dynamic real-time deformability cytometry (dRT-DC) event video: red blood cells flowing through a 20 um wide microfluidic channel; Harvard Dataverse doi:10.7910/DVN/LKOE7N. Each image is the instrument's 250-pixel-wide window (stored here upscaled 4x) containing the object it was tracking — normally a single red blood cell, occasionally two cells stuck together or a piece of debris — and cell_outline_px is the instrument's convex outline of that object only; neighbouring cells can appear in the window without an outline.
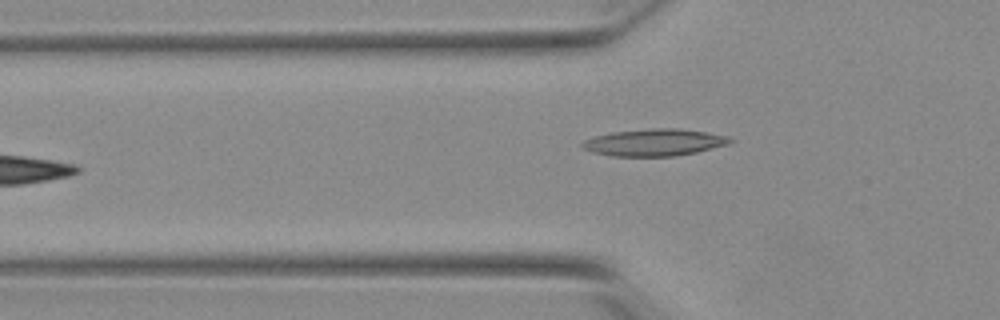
{"species": "Egyptian fruit bat (a non-hibernating species)", "species_latin": "Rousettus aegyptiacus", "temperature_condition": "warm", "stored_images_in_passage": 34, "camera_frame_rate_fps": 3000, "um_per_image_px": 0.085, "animal": {"sex": "female"}, "frame": {"image": 1, "passage_image": 2, "time_ms": 0.333, "image_size_px": [1000, 320], "cell_outline_px": [[732, 144], [696, 152], [676, 156], [612, 156], [592, 152], [580, 148], [580, 144], [584, 140], [596, 136], [612, 132], [652, 128], [676, 128], [732, 136]], "centroid_in_image_um": [55.64, 12.11], "position_along_channel_um": 70.2, "area_um2": 23.41}}
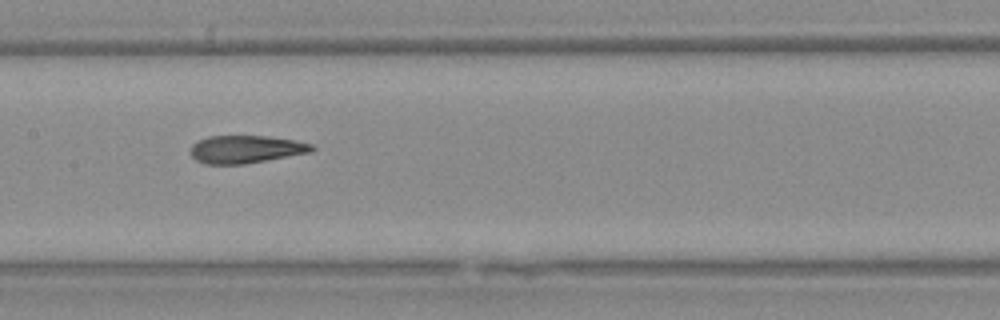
{"frame": {"image": 2, "passage_image": 11, "time_ms": 3.333, "image_size_px": [1000, 320], "cell_outline_px": [[316, 148], [312, 152], [244, 164], [204, 164], [196, 160], [192, 156], [192, 144], [208, 136], [268, 136], [296, 140], [312, 144]], "centroid_in_image_um": [20.93, 12.68], "position_along_channel_um": 186.5, "area_um2": 19.59}}
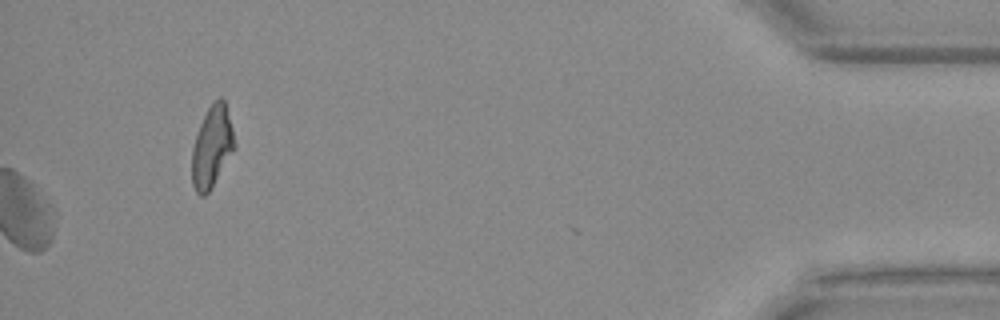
{"frame": {"image": 3, "passage_image": 34, "time_ms": 11.0, "image_size_px": [1000, 320], "cell_outline_px": [[232, 152], [208, 192], [204, 196], [200, 196], [196, 192], [192, 184], [192, 148], [200, 124], [208, 108], [220, 96], [224, 100], [232, 128]], "centroid_in_image_um": [17.97, 12.49], "position_along_channel_um": 417.2, "area_um2": 19.31}, "authors_computed_cell_mechanics": {"area_um2": 20.8369, "velocity_mm_per_s": 3.8745, "shape_relaxation_time_tau1_ms": null, "shape_relaxation_time_tau2_ms": 1.8307, "deformation_change_tau1": null, "deformation_change_tau2": 0.1134}}